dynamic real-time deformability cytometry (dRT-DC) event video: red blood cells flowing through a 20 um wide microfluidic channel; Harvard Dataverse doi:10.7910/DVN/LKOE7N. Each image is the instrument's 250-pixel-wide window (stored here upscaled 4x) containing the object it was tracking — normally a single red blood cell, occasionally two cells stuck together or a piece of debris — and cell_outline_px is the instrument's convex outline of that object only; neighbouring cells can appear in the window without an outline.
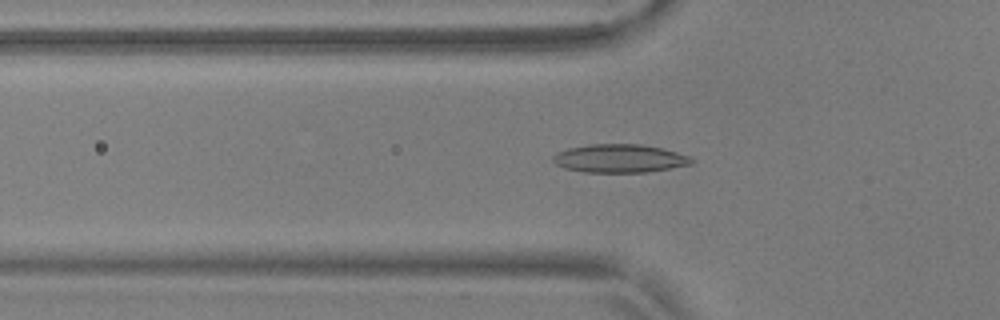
{"species": "common noctule bat (a hibernating species)", "species_latin": "Nyctalus noctula", "temperature_condition": "warm", "stored_images_in_passage": 37, "camera_frame_rate_fps": 3000, "um_per_image_px": 0.085, "animal": {"sex": "male", "body_mass_g": 17.9, "forearm_length_mm": 54.2}, "frame": {"image": 1, "passage_image": 3, "time_ms": 0.667, "image_size_px": [1000, 320], "cell_outline_px": [[692, 164], [648, 172], [584, 172], [564, 168], [556, 164], [552, 160], [552, 156], [556, 152], [568, 148], [592, 144], [640, 144], [660, 148], [676, 152], [688, 156], [692, 160]], "centroid_in_image_um": [52.61, 13.47], "position_along_channel_um": 73.2, "area_um2": 22.72}}
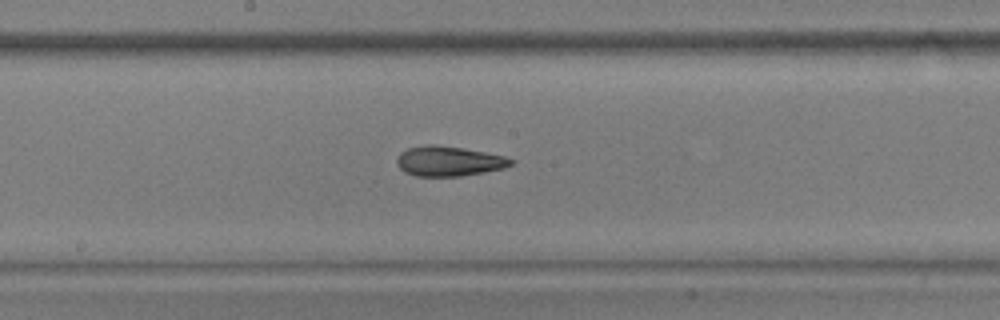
{"frame": {"image": 2, "passage_image": 14, "time_ms": 4.333, "image_size_px": [1000, 320], "cell_outline_px": [[516, 160], [512, 164], [504, 168], [484, 172], [460, 176], [416, 176], [404, 172], [396, 164], [396, 160], [400, 152], [408, 148], [424, 144], [436, 144], [484, 152], [504, 156]], "centroid_in_image_um": [38.12, 13.69], "position_along_channel_um": 210.1, "area_um2": 19.94}}
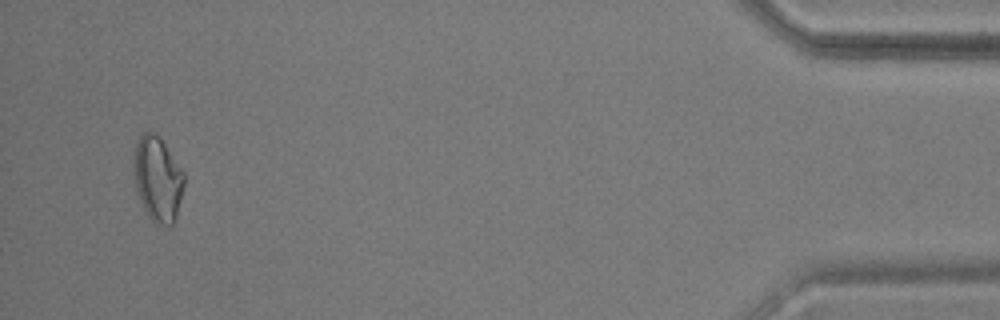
{"frame": {"image": 3, "passage_image": 37, "time_ms": 12.0, "image_size_px": [1000, 320], "cell_outline_px": [[184, 188], [176, 216], [172, 224], [156, 224], [148, 216], [140, 200], [136, 188], [132, 164], [136, 140], [144, 132], [152, 132], [160, 136], [184, 172]], "centroid_in_image_um": [13.39, 15.17], "position_along_channel_um": 421.8, "area_um2": 25.03}, "authors_computed_cell_mechanics": {"area_um2": 19.4786, "velocity_mm_per_s": 3.7024, "shape_relaxation_time_tau1_ms": 8.7953, "shape_relaxation_time_tau2_ms": 5.7037, "deformation_change_tau1": 0.1682, "deformation_change_tau2": 0.1274}}